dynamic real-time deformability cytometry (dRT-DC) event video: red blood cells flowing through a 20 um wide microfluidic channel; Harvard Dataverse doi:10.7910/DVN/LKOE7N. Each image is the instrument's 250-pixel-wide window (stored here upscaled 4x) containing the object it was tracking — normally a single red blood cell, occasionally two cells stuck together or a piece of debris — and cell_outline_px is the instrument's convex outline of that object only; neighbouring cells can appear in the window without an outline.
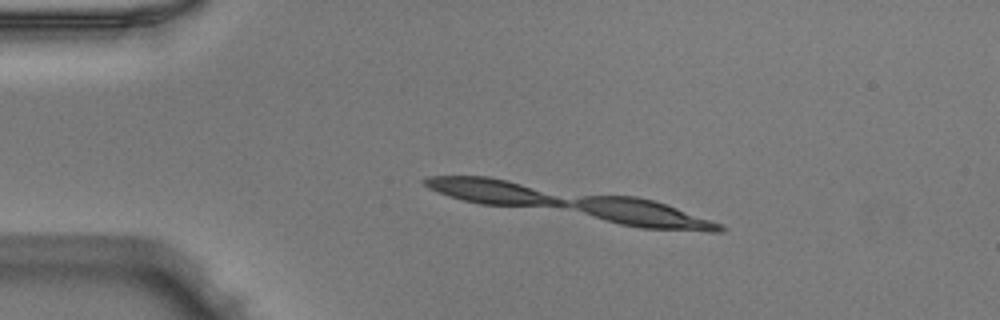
{"species": "Egyptian fruit bat (a non-hibernating species)", "species_latin": "Rousettus aegyptiacus", "temperature_condition": "warm", "stored_images_in_passage": 27, "camera_frame_rate_fps": 3000, "um_per_image_px": 0.085, "animal": {"sex": "male"}, "frame": {"image": 1, "passage_image": 8, "time_ms": 2.333, "image_size_px": [1000, 320], "cell_outline_px": [[684, 224], [632, 224], [616, 220], [604, 216], [624, 200], [644, 200], [660, 204], [672, 208], [680, 212], [684, 216]], "centroid_in_image_um": [54.85, 18.13], "position_along_channel_um": 30.1, "area_um2": 10.23}}
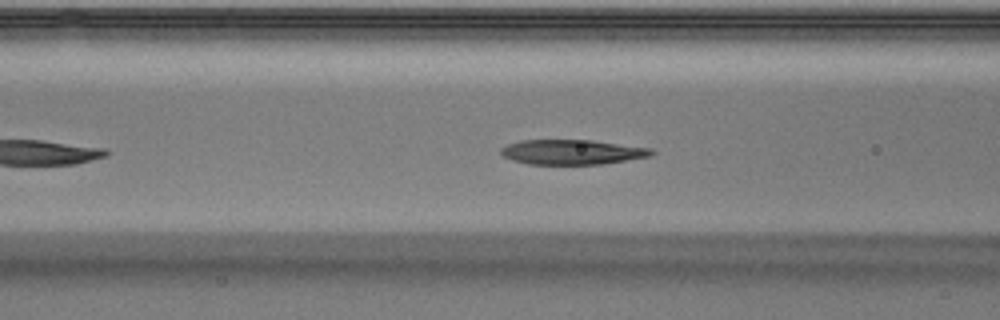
{"frame": {"image": 2, "passage_image": 19, "time_ms": 6.0, "image_size_px": [1000, 320], "cell_outline_px": [[648, 152], [632, 156], [612, 160], [580, 164], [552, 164], [528, 160], [544, 140], [568, 140], [604, 144]], "centroid_in_image_um": [49.21, 12.96], "position_along_channel_um": 117.4, "area_um2": 13.76}}
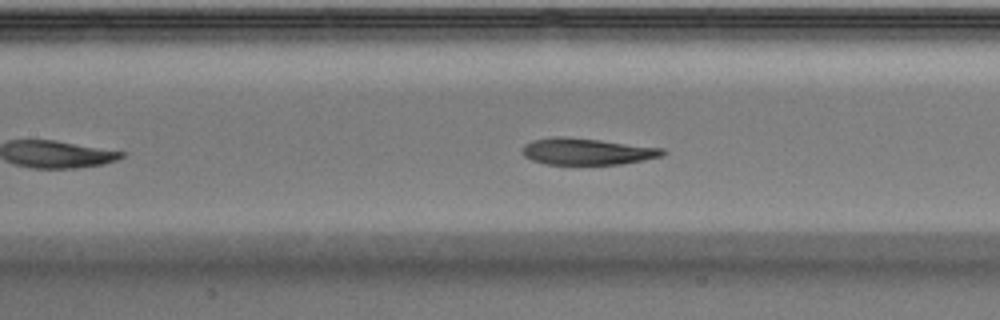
{"frame": {"image": 3, "passage_image": 22, "time_ms": 7.0, "image_size_px": [1000, 320], "cell_outline_px": [[116, 156], [104, 160], [84, 164], [32, 164], [20, 160], [40, 144], [60, 144], [116, 152]], "centroid_in_image_um": [5.59, 13.17], "position_along_channel_um": 201.8, "area_um2": 10.12}}